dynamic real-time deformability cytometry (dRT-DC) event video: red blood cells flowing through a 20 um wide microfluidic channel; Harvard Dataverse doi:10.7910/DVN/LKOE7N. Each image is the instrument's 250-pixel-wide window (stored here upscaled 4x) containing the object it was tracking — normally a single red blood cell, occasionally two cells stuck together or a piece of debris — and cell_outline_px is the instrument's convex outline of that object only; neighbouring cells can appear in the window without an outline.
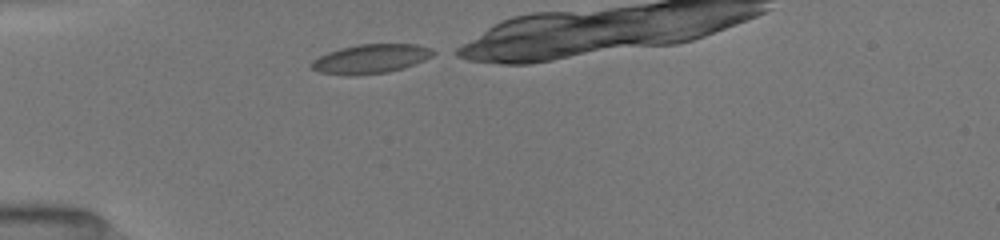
{"species": "common noctule bat (a hibernating species)", "species_latin": "Nyctalus noctula", "temperature_condition": "room temperature", "stored_images_in_passage": 27, "camera_frame_rate_fps": 3000, "um_per_image_px": 0.085, "animal": {"sex": "female", "body_mass_g": 19.5, "forearm_length_mm": 54.1}, "frame": {"image": 1, "passage_image": 1, "time_ms": 0.0, "image_size_px": [1000, 240], "cell_outline_px": [[440, 52], [424, 60], [404, 68], [388, 72], [360, 76], [348, 76], [320, 72], [312, 68], [308, 64], [312, 60], [328, 52], [340, 48], [360, 44], [416, 44], [432, 48]], "centroid_in_image_um": [31.54, 5.01], "position_along_channel_um": 53.5, "area_um2": 21.04}}
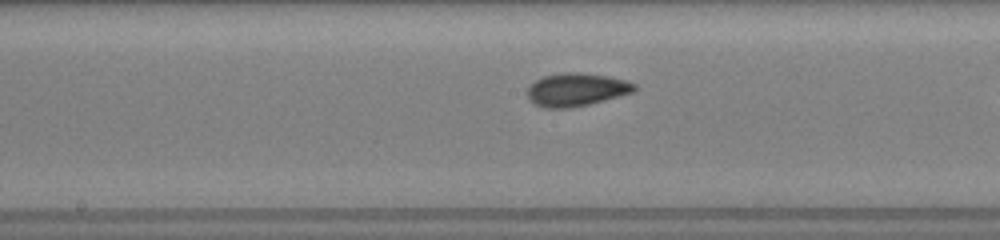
{"frame": {"image": 2, "passage_image": 13, "time_ms": 4.0, "image_size_px": [1000, 240], "cell_outline_px": [[636, 88], [632, 92], [604, 100], [572, 108], [544, 108], [528, 100], [528, 88], [536, 80], [544, 76], [564, 72], [580, 72], [608, 76], [624, 80], [636, 84]], "centroid_in_image_um": [48.97, 7.62], "position_along_channel_um": 199.2, "area_um2": 20.46}}
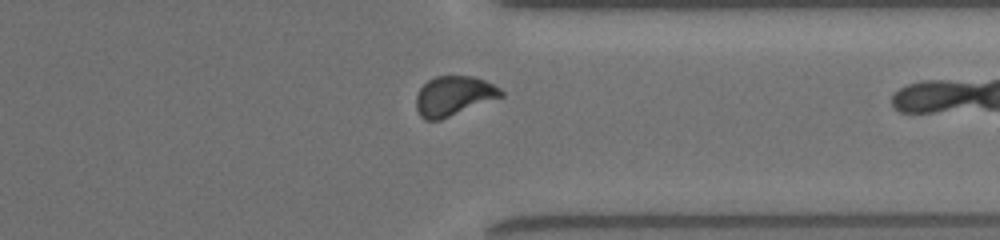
{"frame": {"image": 3, "passage_image": 26, "time_ms": 8.333, "image_size_px": [1000, 240], "cell_outline_px": [[504, 96], [440, 120], [424, 120], [420, 116], [416, 108], [416, 96], [420, 88], [428, 80], [436, 76], [472, 76], [484, 80], [500, 88], [504, 92]], "centroid_in_image_um": [38.56, 8.16], "position_along_channel_um": 372.8, "area_um2": 19.59}}